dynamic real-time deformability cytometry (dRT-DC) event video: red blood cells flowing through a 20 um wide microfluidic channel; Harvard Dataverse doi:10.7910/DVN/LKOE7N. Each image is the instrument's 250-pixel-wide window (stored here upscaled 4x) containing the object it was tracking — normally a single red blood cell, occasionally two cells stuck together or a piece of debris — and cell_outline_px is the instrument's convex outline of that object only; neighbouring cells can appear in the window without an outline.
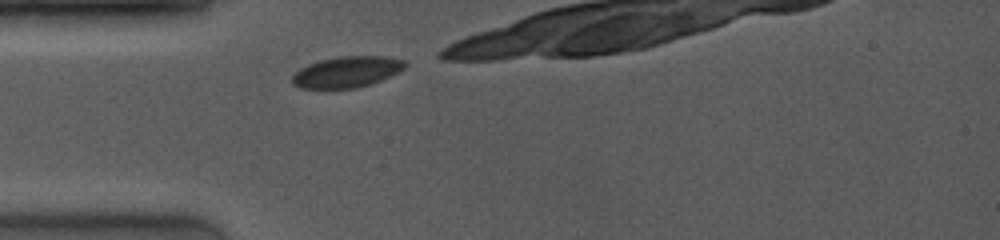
{"species": "common noctule bat (a hibernating species)", "species_latin": "Nyctalus noctula", "temperature_condition": "room temperature", "stored_images_in_passage": 7, "camera_frame_rate_fps": 4000, "um_per_image_px": 0.085, "animal": {"sex": "female", "body_mass_g": 19.0, "forearm_length_mm": 53.3}, "frame": {"image": 1, "passage_image": 1, "time_ms": 0.0, "image_size_px": [1000, 240], "cell_outline_px": [[408, 64], [404, 68], [380, 80], [356, 88], [300, 88], [292, 84], [292, 76], [300, 68], [308, 64], [320, 60], [340, 56], [384, 56], [404, 60]], "centroid_in_image_um": [29.45, 6.1], "position_along_channel_um": 55.6, "area_um2": 20.17}}